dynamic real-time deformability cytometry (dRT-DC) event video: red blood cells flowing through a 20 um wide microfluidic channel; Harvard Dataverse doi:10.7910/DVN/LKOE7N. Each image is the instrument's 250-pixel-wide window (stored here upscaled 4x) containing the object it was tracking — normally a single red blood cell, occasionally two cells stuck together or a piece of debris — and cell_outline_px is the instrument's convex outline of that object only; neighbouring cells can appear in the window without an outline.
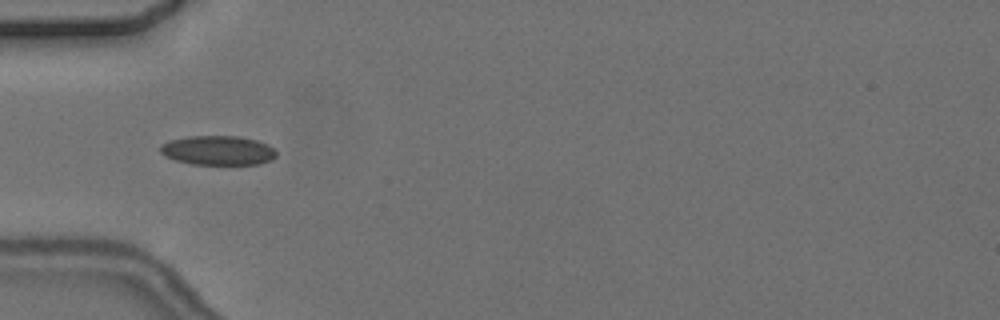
{"species": "common noctule bat (a hibernating species)", "species_latin": "Nyctalus noctula", "temperature_condition": "cold", "stored_images_in_passage": 8, "camera_frame_rate_fps": 3000, "um_per_image_px": 0.085, "animal": {"sex": "female", "body_mass_g": 24.6, "forearm_length_mm": 56.2}, "frame": {"image": 1, "passage_image": 4, "time_ms": 4.333, "image_size_px": [1000, 320], "cell_outline_px": [[276, 156], [272, 160], [260, 164], [192, 164], [176, 160], [164, 156], [160, 152], [160, 144], [168, 140], [188, 136], [236, 136], [256, 140], [268, 144], [276, 152]], "centroid_in_image_um": [18.5, 12.78], "position_along_channel_um": 66.5, "area_um2": 19.94}}
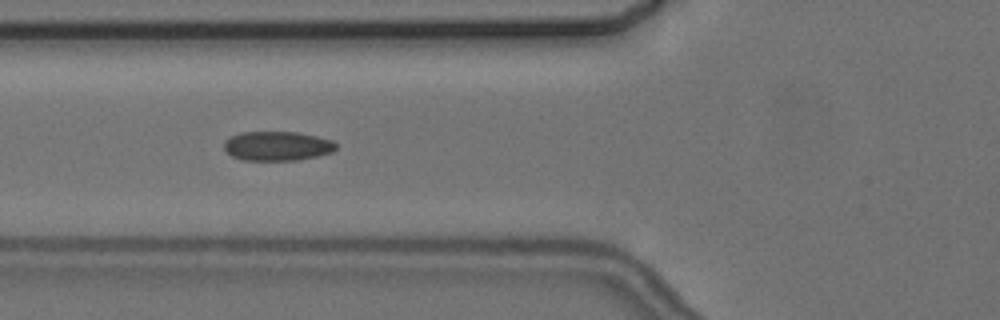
{"frame": {"image": 2, "passage_image": 5, "time_ms": 5.333, "image_size_px": [1000, 320], "cell_outline_px": [[336, 148], [332, 152], [316, 156], [296, 160], [240, 160], [232, 156], [224, 148], [224, 140], [240, 132], [300, 132], [332, 140], [336, 144]], "centroid_in_image_um": [23.55, 12.4], "position_along_channel_um": 102.2, "area_um2": 19.13}}
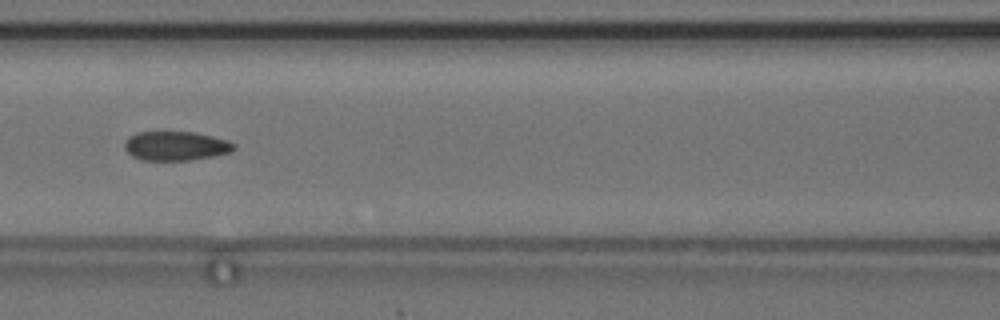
{"frame": {"image": 3, "passage_image": 6, "time_ms": 6.667, "image_size_px": [1000, 320], "cell_outline_px": [[236, 148], [232, 152], [192, 160], [140, 160], [132, 156], [124, 148], [124, 140], [128, 136], [136, 132], [196, 132], [228, 140], [236, 144]], "centroid_in_image_um": [14.94, 12.4], "position_along_channel_um": 151.7, "area_um2": 18.84}}